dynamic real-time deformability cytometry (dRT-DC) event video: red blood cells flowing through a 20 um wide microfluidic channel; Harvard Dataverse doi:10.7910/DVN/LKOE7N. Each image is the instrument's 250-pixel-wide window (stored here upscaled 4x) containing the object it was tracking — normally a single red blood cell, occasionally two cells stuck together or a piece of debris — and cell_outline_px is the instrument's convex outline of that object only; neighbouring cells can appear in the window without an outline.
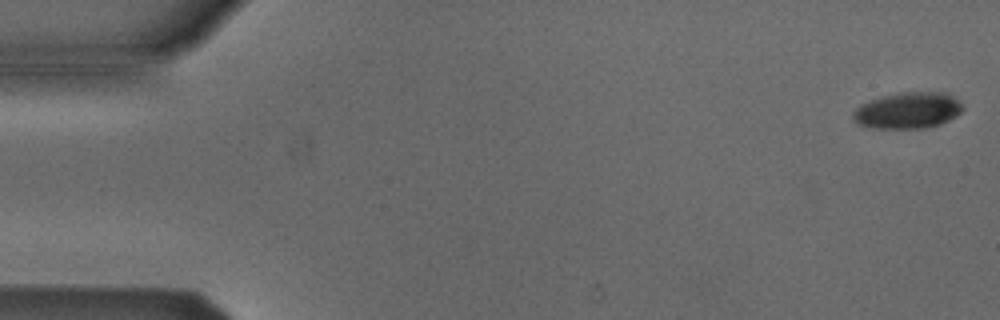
{"species": "Egyptian fruit bat (a non-hibernating species)", "species_latin": "Rousettus aegyptiacus", "temperature_condition": "cold", "stored_images_in_passage": 5, "segment_of_instrument_passage": [1, 2], "camera_frame_rate_fps": 3000, "um_per_image_px": 0.085, "animal": {"sex": "male"}, "frame": {"image": 1, "passage_image": 1, "time_ms": 0.0, "image_size_px": [1000, 320], "cell_outline_px": [[964, 108], [956, 116], [940, 124], [924, 128], [876, 128], [860, 124], [852, 116], [856, 108], [860, 104], [880, 96], [900, 92], [948, 92]], "centroid_in_image_um": [77.17, 9.37], "position_along_channel_um": 7.8, "area_um2": 23.0}}